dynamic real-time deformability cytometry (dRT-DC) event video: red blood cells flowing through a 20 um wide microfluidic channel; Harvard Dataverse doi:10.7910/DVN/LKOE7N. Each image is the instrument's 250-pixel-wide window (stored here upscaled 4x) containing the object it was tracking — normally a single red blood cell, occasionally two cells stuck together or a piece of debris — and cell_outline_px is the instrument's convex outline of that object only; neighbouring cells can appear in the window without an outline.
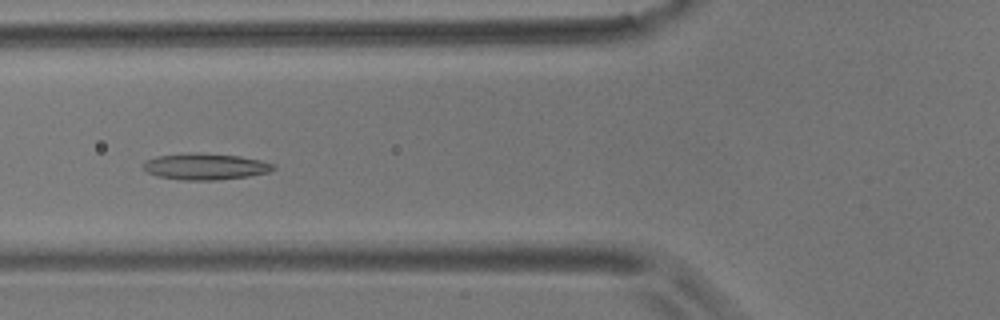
{"species": "common noctule bat (a hibernating species)", "species_latin": "Nyctalus noctula", "temperature_condition": "room temperature", "stored_images_in_passage": 14, "camera_frame_rate_fps": 3000, "um_per_image_px": 0.085, "animal": {"sex": "male", "body_mass_g": 17.9}, "frame": {"image": 1, "passage_image": 5, "time_ms": 5.333, "image_size_px": [1000, 320], "cell_outline_px": [[276, 168], [268, 172], [248, 176], [216, 180], [180, 180], [156, 176], [148, 172], [144, 168], [144, 160], [156, 156], [240, 156], [260, 160], [276, 164]], "centroid_in_image_um": [17.49, 14.22], "position_along_channel_um": 108.3, "area_um2": 18.84}}
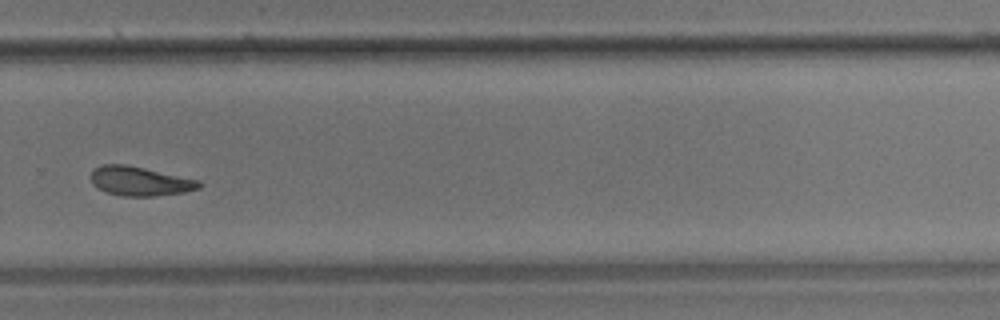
{"frame": {"image": 2, "passage_image": 10, "time_ms": 11.333, "image_size_px": [1000, 320], "cell_outline_px": [[200, 188], [184, 192], [156, 196], [124, 196], [104, 192], [96, 188], [92, 184], [88, 176], [92, 168], [104, 164], [128, 164], [200, 180]], "centroid_in_image_um": [11.82, 15.39], "position_along_channel_um": 318.0, "area_um2": 18.84}}
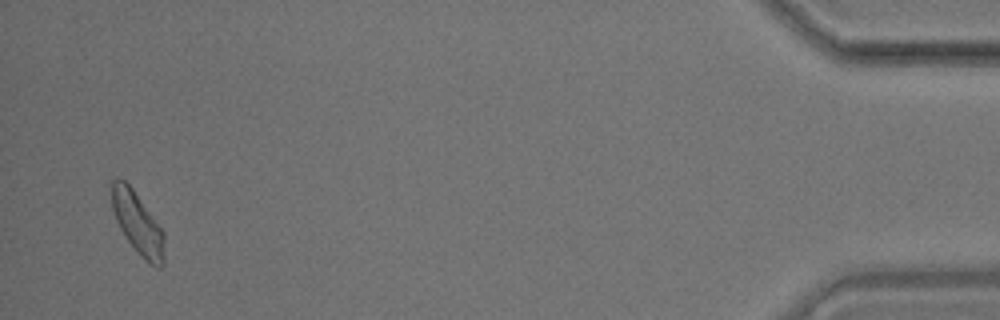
{"frame": {"image": 3, "passage_image": 14, "time_ms": 16.667, "image_size_px": [1000, 320], "cell_outline_px": [[164, 264], [160, 268], [156, 268], [148, 264], [140, 256], [124, 236], [116, 220], [112, 208], [112, 180], [124, 180], [132, 188], [164, 232]], "centroid_in_image_um": [11.72, 19.05], "position_along_channel_um": 423.5, "area_um2": 18.84}, "authors_computed_cell_mechanics": {"area_um2": 18.8428, "velocity_mm_per_s": 3.5045, "shape_relaxation_time_tau1_ms": null, "shape_relaxation_time_tau2_ms": 8.9213, "deformation_change_tau1": null, "deformation_change_tau2": 0.1551}}